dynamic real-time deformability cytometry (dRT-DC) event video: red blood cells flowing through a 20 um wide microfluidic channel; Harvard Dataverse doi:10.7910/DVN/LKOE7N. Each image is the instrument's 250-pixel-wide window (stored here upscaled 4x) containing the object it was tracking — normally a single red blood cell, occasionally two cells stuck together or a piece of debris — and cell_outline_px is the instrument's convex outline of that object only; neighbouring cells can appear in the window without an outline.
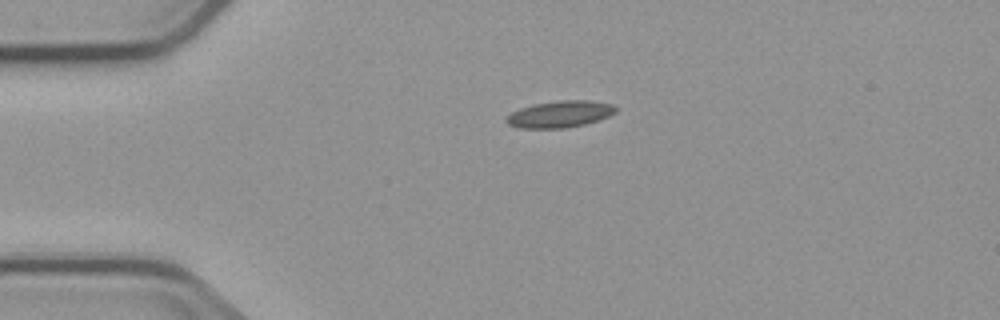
{"species": "common noctule bat (a hibernating species)", "species_latin": "Nyctalus noctula", "temperature_condition": "cold", "stored_images_in_passage": 2, "camera_frame_rate_fps": 3000, "um_per_image_px": 0.085, "animal": {"sex": "male", "body_mass_g": 23.1, "forearm_length_mm": 52.7}, "frame": {"image": 1, "passage_image": 1, "time_ms": 0.0, "image_size_px": [1000, 320], "cell_outline_px": [[616, 112], [608, 116], [584, 124], [568, 128], [520, 128], [508, 124], [504, 120], [512, 112], [520, 108], [536, 104], [560, 100], [588, 100], [612, 104], [616, 108]], "centroid_in_image_um": [47.58, 9.7], "position_along_channel_um": 37.4, "area_um2": 16.82}}